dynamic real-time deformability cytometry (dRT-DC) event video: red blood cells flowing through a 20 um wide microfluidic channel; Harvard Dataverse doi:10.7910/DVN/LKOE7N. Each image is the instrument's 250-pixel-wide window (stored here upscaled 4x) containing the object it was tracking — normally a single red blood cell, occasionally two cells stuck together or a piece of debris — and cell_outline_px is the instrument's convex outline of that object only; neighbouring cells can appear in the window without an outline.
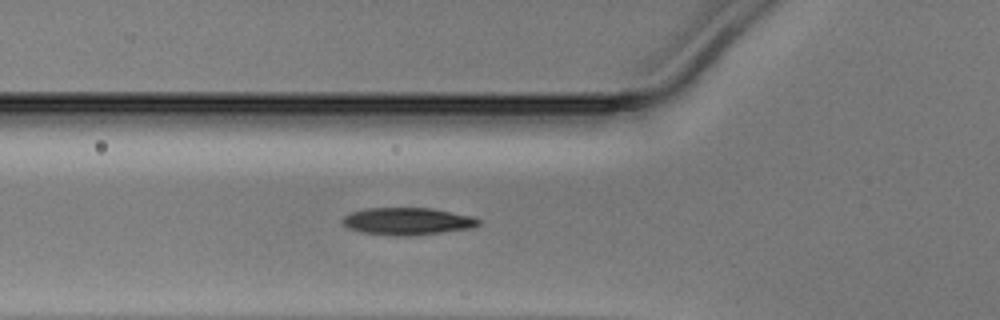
{"species": "Egyptian fruit bat (a non-hibernating species)", "species_latin": "Rousettus aegyptiacus", "temperature_condition": "warm", "stored_images_in_passage": 33, "camera_frame_rate_fps": 3000, "um_per_image_px": 0.085, "animal": {"sex": "male"}, "frame": {"image": 1, "passage_image": 2, "time_ms": 0.333, "image_size_px": [1000, 320], "cell_outline_px": [[480, 224], [472, 228], [412, 236], [396, 236], [364, 232], [348, 228], [340, 220], [344, 216], [352, 212], [368, 208], [432, 208], [476, 216], [480, 220]], "centroid_in_image_um": [34.69, 18.8], "position_along_channel_um": 91.1, "area_um2": 21.73}}
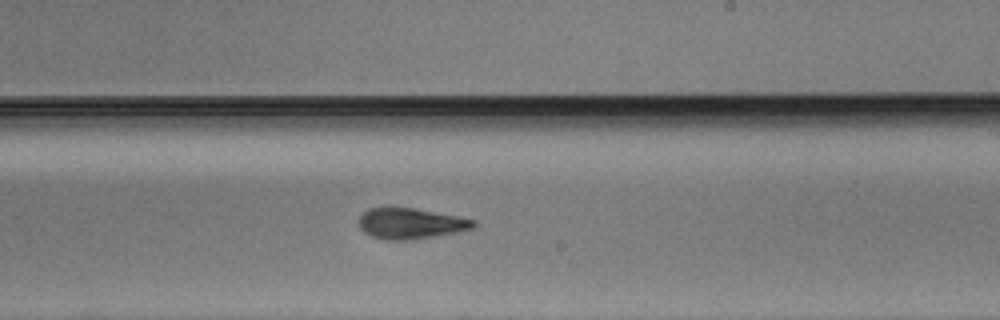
{"frame": {"image": 2, "passage_image": 14, "time_ms": 4.333, "image_size_px": [1000, 320], "cell_outline_px": [[476, 228], [456, 232], [412, 240], [388, 240], [372, 236], [364, 232], [360, 228], [360, 216], [368, 208], [416, 208], [476, 220]], "centroid_in_image_um": [34.93, 19.0], "position_along_channel_um": 254.1, "area_um2": 20.4}}
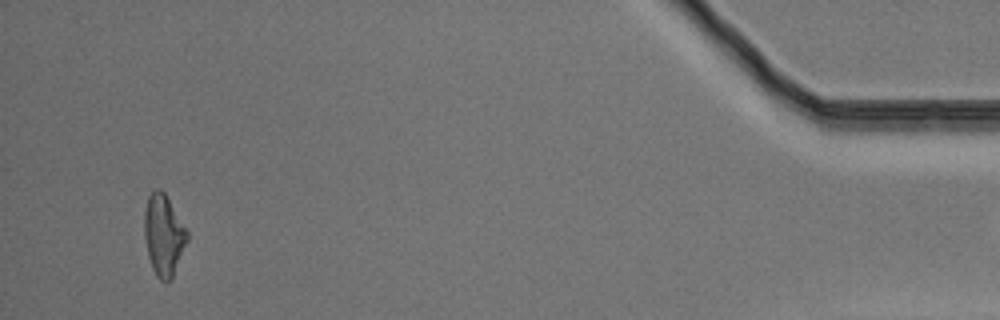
{"frame": {"image": 3, "passage_image": 32, "time_ms": 10.333, "image_size_px": [1000, 320], "cell_outline_px": [[188, 240], [172, 276], [168, 280], [160, 280], [156, 276], [152, 268], [148, 256], [144, 236], [144, 212], [148, 196], [156, 188], [160, 188], [164, 192], [188, 232]], "centroid_in_image_um": [13.89, 19.95], "position_along_channel_um": 421.3, "area_um2": 19.94}}